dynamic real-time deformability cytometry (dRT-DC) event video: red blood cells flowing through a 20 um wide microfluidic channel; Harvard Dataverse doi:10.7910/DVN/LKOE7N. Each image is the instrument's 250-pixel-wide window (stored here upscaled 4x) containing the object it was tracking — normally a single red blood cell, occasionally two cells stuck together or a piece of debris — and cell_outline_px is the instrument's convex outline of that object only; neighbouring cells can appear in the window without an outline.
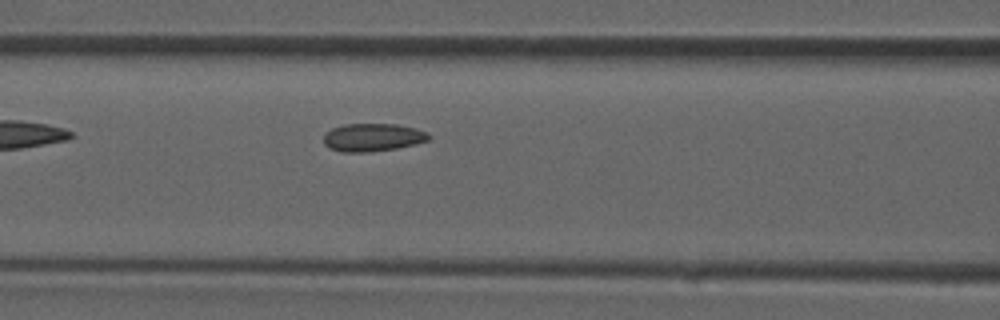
{"species": "common noctule bat (a hibernating species)", "species_latin": "Nyctalus noctula", "temperature_condition": "room temperature", "stored_images_in_passage": 4, "camera_frame_rate_fps": 3000, "um_per_image_px": 0.085, "animal": {"sex": "male", "forearm_length_mm": 52.5}, "frame": {"image": 1, "passage_image": 4, "time_ms": 3.667, "image_size_px": [1000, 320], "cell_outline_px": [[432, 136], [428, 140], [396, 148], [368, 152], [340, 152], [328, 148], [324, 144], [324, 132], [332, 128], [344, 124], [396, 124], [416, 128], [428, 132]], "centroid_in_image_um": [31.65, 11.67], "position_along_channel_um": 135.0, "area_um2": 17.22}}